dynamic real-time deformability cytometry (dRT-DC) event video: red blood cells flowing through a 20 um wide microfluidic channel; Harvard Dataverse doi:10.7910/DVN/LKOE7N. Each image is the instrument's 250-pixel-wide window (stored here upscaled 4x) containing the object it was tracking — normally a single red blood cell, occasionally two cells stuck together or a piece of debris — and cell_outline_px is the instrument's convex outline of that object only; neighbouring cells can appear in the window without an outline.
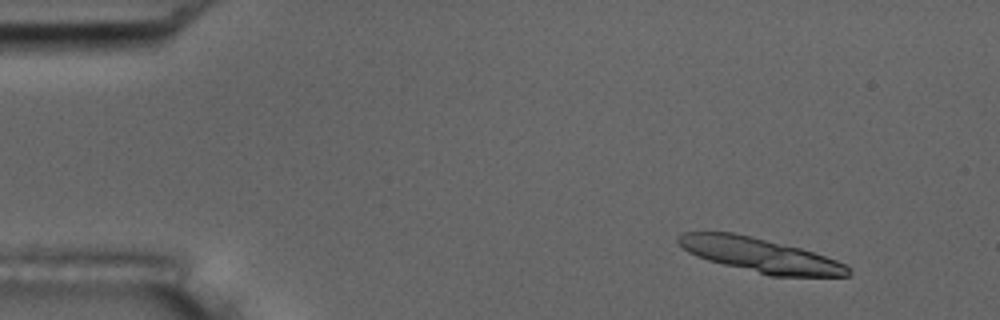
{"species": "common noctule bat (a hibernating species)", "species_latin": "Nyctalus noctula", "temperature_condition": "room temperature", "stored_images_in_passage": 17, "camera_frame_rate_fps": 3000, "um_per_image_px": 0.085, "animal": {"sex": "male", "body_mass_g": 17.5, "forearm_length_mm": 52.3}, "frame": {"image": 1, "passage_image": 6, "time_ms": 1.667, "image_size_px": [1000, 320], "cell_outline_px": [[852, 276], [768, 276], [708, 260], [696, 256], [688, 252], [676, 240], [684, 232], [732, 232], [752, 236], [800, 248], [836, 260], [852, 268]], "centroid_in_image_um": [64.64, 21.69], "position_along_channel_um": 20.4, "area_um2": 33.64}}